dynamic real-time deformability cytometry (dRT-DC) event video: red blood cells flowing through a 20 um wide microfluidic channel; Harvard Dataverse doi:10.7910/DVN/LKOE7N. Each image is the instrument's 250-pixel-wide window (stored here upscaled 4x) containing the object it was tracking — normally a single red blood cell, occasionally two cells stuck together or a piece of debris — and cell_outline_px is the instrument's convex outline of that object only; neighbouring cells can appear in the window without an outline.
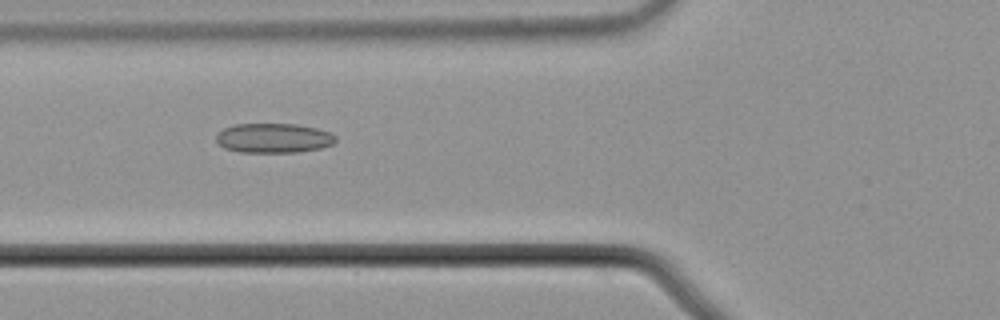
{"species": "common noctule bat (a hibernating species)", "species_latin": "Nyctalus noctula", "temperature_condition": "cold", "stored_images_in_passage": 5, "camera_frame_rate_fps": 3000, "um_per_image_px": 0.085, "animal": {"sex": "male", "body_mass_g": 21.5, "forearm_length_mm": 52.0}, "frame": {"image": 1, "passage_image": 4, "time_ms": 1.0, "image_size_px": [1000, 320], "cell_outline_px": [[336, 140], [332, 144], [320, 148], [296, 152], [240, 152], [224, 148], [216, 140], [216, 136], [224, 128], [236, 124], [296, 124], [316, 128], [328, 132], [336, 136]], "centroid_in_image_um": [23.25, 11.73], "position_along_channel_um": 102.6, "area_um2": 20.4}}
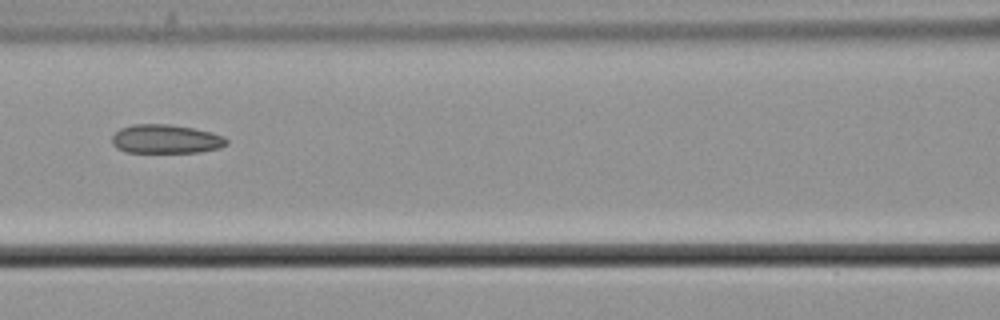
{"frame": {"image": 2, "passage_image": 5, "time_ms": 1.333, "image_size_px": [1000, 320], "cell_outline_px": [[228, 144], [220, 148], [200, 152], [124, 152], [116, 148], [112, 144], [112, 136], [120, 128], [132, 124], [172, 124], [212, 132], [224, 136], [228, 140]], "centroid_in_image_um": [14.1, 11.82], "position_along_channel_um": 152.5, "area_um2": 19.48}}